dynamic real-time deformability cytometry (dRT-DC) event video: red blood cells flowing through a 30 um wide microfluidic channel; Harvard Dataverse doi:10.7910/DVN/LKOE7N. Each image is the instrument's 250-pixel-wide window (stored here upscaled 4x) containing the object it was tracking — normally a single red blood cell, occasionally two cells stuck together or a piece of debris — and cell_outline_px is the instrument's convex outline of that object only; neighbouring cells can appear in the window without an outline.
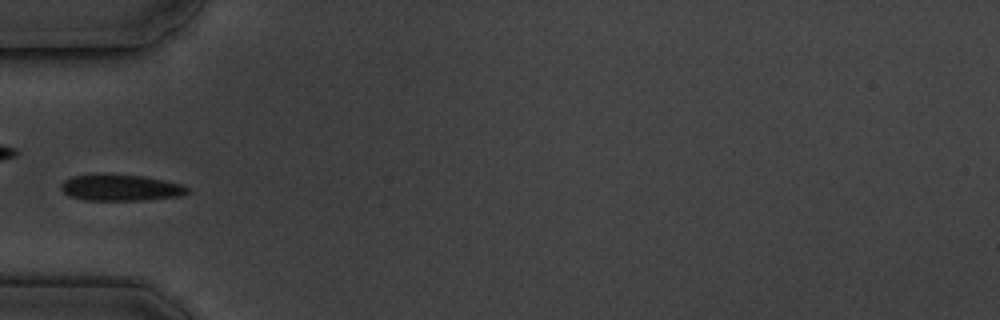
{"species": "common noctule bat (a hibernating species)", "species_latin": "Nyctalus noctula", "temperature_condition": "cold", "stored_images_in_passage": 6, "camera_frame_rate_fps": 3000, "um_per_image_px": 0.085, "animal": {"sex": "male", "body_mass_g": 19.5, "forearm_length_mm": 54.6}, "frame": {"image": 1, "passage_image": 5, "time_ms": 4.667, "image_size_px": [1000, 320], "cell_outline_px": [[192, 192], [180, 196], [148, 200], [84, 200], [68, 196], [60, 188], [60, 184], [64, 180], [72, 176], [92, 172], [108, 172], [144, 176], [164, 180], [180, 184], [188, 188]], "centroid_in_image_um": [10.2, 15.92], "position_along_channel_um": 74.8, "area_um2": 20.23}}